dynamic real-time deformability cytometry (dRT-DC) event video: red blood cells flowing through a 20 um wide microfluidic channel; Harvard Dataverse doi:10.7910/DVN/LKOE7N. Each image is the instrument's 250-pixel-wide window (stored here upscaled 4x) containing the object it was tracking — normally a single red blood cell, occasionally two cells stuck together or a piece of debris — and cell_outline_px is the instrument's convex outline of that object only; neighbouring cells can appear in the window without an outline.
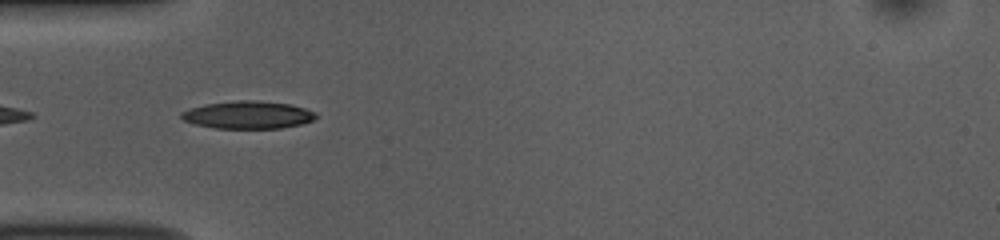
{"species": "common noctule bat (a hibernating species)", "species_latin": "Nyctalus noctula", "temperature_condition": "room temperature", "stored_images_in_passage": 39, "camera_frame_rate_fps": 3000, "um_per_image_px": 0.085, "animal": {"sex": "female", "body_mass_g": 10.0, "forearm_length_mm": 53.1}, "frame": {"image": 1, "passage_image": 2, "time_ms": 0.333, "image_size_px": [1000, 240], "cell_outline_px": [[316, 116], [312, 120], [300, 124], [280, 128], [216, 128], [196, 124], [184, 120], [180, 116], [180, 112], [204, 104], [240, 100], [252, 100], [292, 104], [316, 112]], "centroid_in_image_um": [21.08, 9.76], "position_along_channel_um": 63.9, "area_um2": 21.44}}
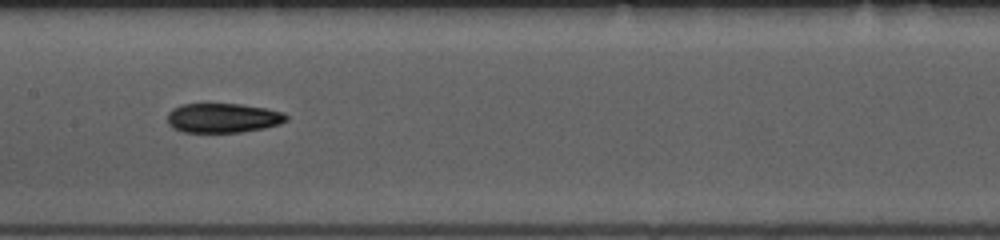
{"frame": {"image": 2, "passage_image": 12, "time_ms": 3.667, "image_size_px": [1000, 240], "cell_outline_px": [[288, 120], [280, 124], [264, 128], [240, 132], [184, 132], [172, 128], [168, 124], [168, 112], [172, 108], [180, 104], [240, 104], [264, 108], [284, 112], [288, 116]], "centroid_in_image_um": [18.94, 10.02], "position_along_channel_um": 188.5, "area_um2": 20.52}}
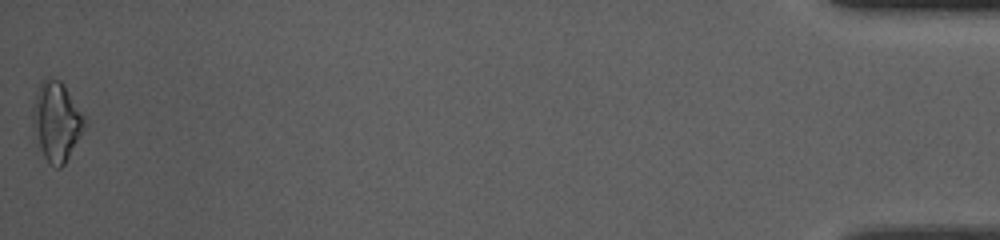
{"frame": {"image": 3, "passage_image": 39, "time_ms": 12.667, "image_size_px": [1000, 240], "cell_outline_px": [[88, 124], [64, 164], [60, 168], [56, 168], [44, 156], [40, 148], [32, 124], [32, 108], [40, 84], [48, 76], [60, 80], [64, 84], [84, 116]], "centroid_in_image_um": [4.82, 10.3], "position_along_channel_um": 430.4, "area_um2": 23.7}, "authors_computed_cell_mechanics": {"area_um2": 20.3456, "velocity_mm_per_s": 3.7453, "shape_relaxation_time_tau1_ms": 4.1108, "shape_relaxation_time_tau2_ms": 8.7402, "deformation_change_tau1": 0.159, "deformation_change_tau2": 0.1959}}